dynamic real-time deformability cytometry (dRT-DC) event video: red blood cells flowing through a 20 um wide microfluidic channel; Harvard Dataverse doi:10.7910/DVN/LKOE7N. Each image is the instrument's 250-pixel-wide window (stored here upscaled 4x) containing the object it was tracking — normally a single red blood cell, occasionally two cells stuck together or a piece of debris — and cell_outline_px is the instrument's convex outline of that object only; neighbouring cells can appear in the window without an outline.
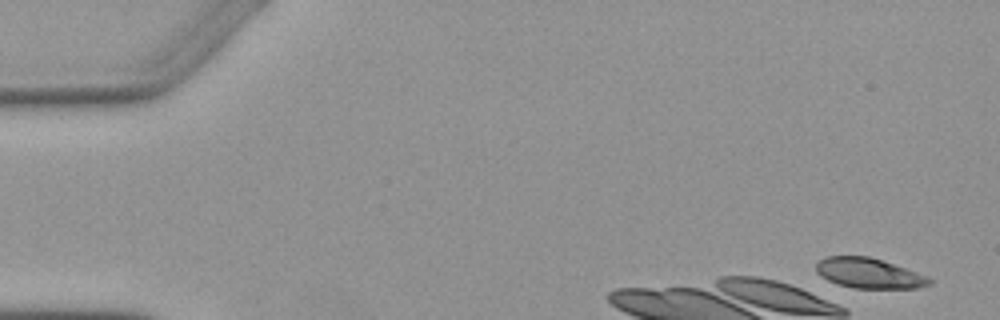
{"species": "Egyptian fruit bat (a non-hibernating species)", "species_latin": "Rousettus aegyptiacus", "temperature_condition": "warm", "stored_images_in_passage": 1, "camera_frame_rate_fps": 3000, "um_per_image_px": 0.085, "animal": {"sex": "female"}, "frame": {"image": 1, "passage_image": 1, "time_ms": 0.0, "image_size_px": [1000, 320], "cell_outline_px": [[932, 284], [920, 288], [852, 288], [828, 280], [820, 276], [816, 272], [816, 264], [820, 260], [828, 256], [868, 256], [928, 276], [932, 280]], "centroid_in_image_um": [73.86, 23.23], "position_along_channel_um": 11.1, "area_um2": 19.71}}